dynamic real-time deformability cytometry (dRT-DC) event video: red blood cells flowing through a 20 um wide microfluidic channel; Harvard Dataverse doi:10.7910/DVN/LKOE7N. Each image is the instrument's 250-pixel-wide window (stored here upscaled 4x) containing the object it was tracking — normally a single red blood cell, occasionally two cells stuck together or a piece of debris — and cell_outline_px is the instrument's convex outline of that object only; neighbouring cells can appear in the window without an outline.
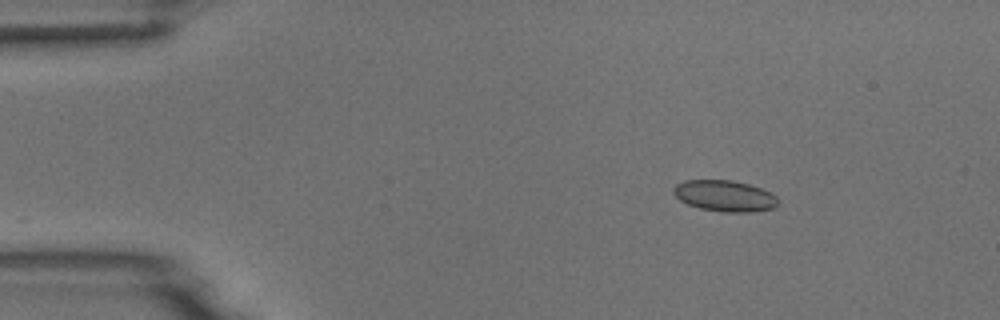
{"species": "common noctule bat (a hibernating species)", "species_latin": "Nyctalus noctula", "temperature_condition": "room temperature", "stored_images_in_passage": 5, "camera_frame_rate_fps": 3000, "um_per_image_px": 0.085, "animal": {"sex": "male", "body_mass_g": 18.8}, "frame": {"image": 1, "passage_image": 2, "time_ms": 2.0, "image_size_px": [1000, 320], "cell_outline_px": [[780, 204], [776, 208], [748, 212], [724, 212], [700, 208], [688, 204], [680, 200], [672, 192], [672, 188], [676, 184], [684, 180], [732, 180], [748, 184], [760, 188], [776, 196], [780, 200]], "centroid_in_image_um": [61.61, 16.65], "position_along_channel_um": 23.4, "area_um2": 19.07}}
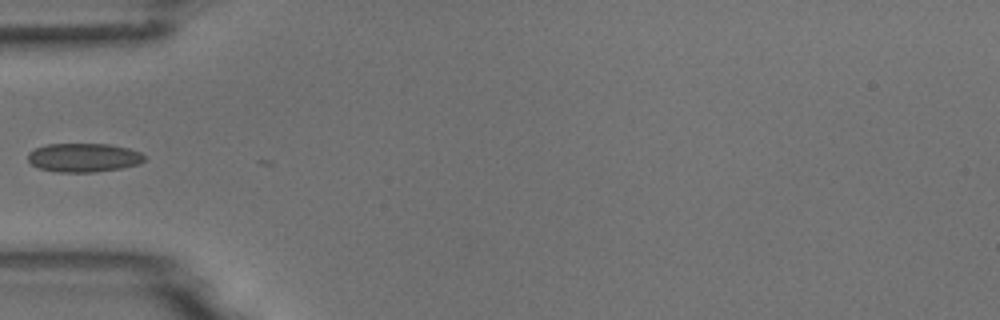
{"frame": {"image": 2, "passage_image": 4, "time_ms": 5.333, "image_size_px": [1000, 320], "cell_outline_px": [[144, 160], [140, 164], [120, 168], [96, 172], [56, 172], [40, 168], [32, 164], [28, 160], [28, 152], [36, 148], [48, 144], [108, 144], [128, 148], [140, 152], [144, 156]], "centroid_in_image_um": [7.11, 13.4], "position_along_channel_um": 77.9, "area_um2": 19.48}}